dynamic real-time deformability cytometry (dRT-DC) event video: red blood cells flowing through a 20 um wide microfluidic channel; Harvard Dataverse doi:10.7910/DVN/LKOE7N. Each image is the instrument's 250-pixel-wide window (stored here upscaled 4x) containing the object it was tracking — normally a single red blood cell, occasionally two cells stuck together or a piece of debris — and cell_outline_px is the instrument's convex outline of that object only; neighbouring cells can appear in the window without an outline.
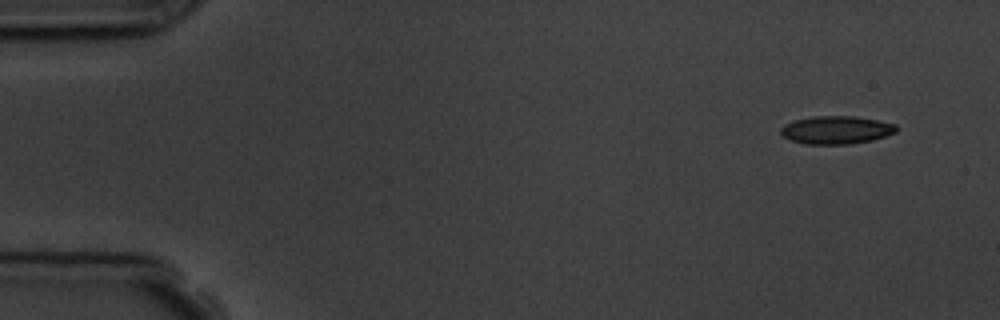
{"species": "common noctule bat (a hibernating species)", "species_latin": "Nyctalus noctula", "temperature_condition": "room temperature", "stored_images_in_passage": 6, "camera_frame_rate_fps": 3000, "um_per_image_px": 0.085, "animal": {"sex": "male", "body_mass_g": 19.5, "forearm_length_mm": 54.6}, "frame": {"image": 1, "passage_image": 1, "time_ms": 0.0, "image_size_px": [1000, 320], "cell_outline_px": [[896, 132], [872, 140], [848, 144], [804, 144], [792, 140], [784, 136], [780, 132], [780, 128], [784, 124], [796, 120], [812, 116], [856, 116], [896, 124]], "centroid_in_image_um": [71.07, 11.04], "position_along_channel_um": 13.9, "area_um2": 18.73}}
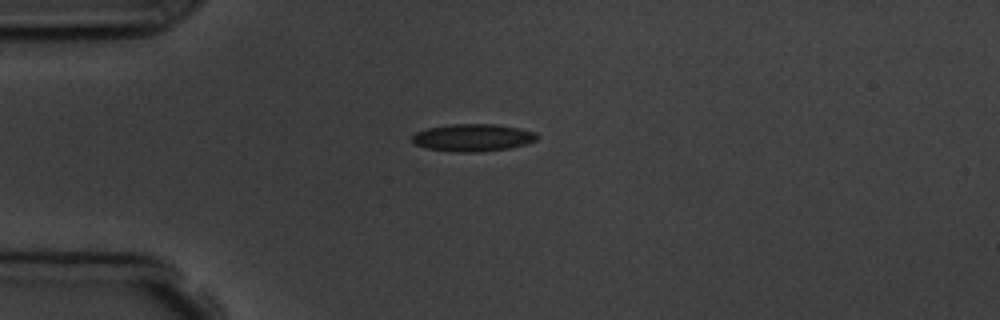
{"frame": {"image": 2, "passage_image": 4, "time_ms": 3.333, "image_size_px": [1000, 320], "cell_outline_px": [[540, 136], [536, 140], [524, 144], [508, 148], [476, 152], [452, 152], [424, 148], [412, 144], [412, 136], [416, 132], [428, 128], [448, 124], [496, 124], [520, 128], [536, 132]], "centroid_in_image_um": [40.16, 11.69], "position_along_channel_um": 44.8, "area_um2": 20.11}}
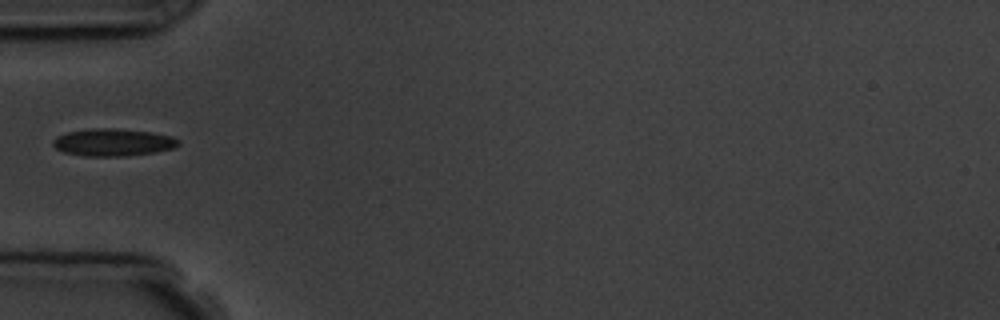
{"frame": {"image": 3, "passage_image": 5, "time_ms": 4.667, "image_size_px": [1000, 320], "cell_outline_px": [[180, 144], [172, 148], [152, 152], [124, 156], [84, 156], [64, 152], [56, 148], [52, 144], [52, 140], [56, 136], [68, 132], [92, 128], [116, 128], [152, 132], [172, 136], [180, 140]], "centroid_in_image_um": [9.59, 12.09], "position_along_channel_um": 75.4, "area_um2": 20.0}}